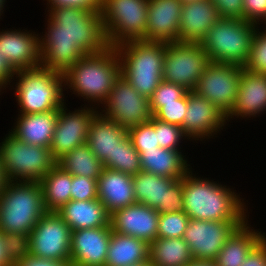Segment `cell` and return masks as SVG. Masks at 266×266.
I'll list each match as a JSON object with an SVG mask.
<instances>
[{
    "mask_svg": "<svg viewBox=\"0 0 266 266\" xmlns=\"http://www.w3.org/2000/svg\"><path fill=\"white\" fill-rule=\"evenodd\" d=\"M46 1L47 3L45 5L47 8L77 7L96 12H100L102 8V0H46Z\"/></svg>",
    "mask_w": 266,
    "mask_h": 266,
    "instance_id": "obj_45",
    "label": "cell"
},
{
    "mask_svg": "<svg viewBox=\"0 0 266 266\" xmlns=\"http://www.w3.org/2000/svg\"><path fill=\"white\" fill-rule=\"evenodd\" d=\"M98 199L111 215L136 203L133 178L121 171L104 168L97 180Z\"/></svg>",
    "mask_w": 266,
    "mask_h": 266,
    "instance_id": "obj_24",
    "label": "cell"
},
{
    "mask_svg": "<svg viewBox=\"0 0 266 266\" xmlns=\"http://www.w3.org/2000/svg\"><path fill=\"white\" fill-rule=\"evenodd\" d=\"M127 133L137 151H151L160 147L157 132L149 122L134 126Z\"/></svg>",
    "mask_w": 266,
    "mask_h": 266,
    "instance_id": "obj_38",
    "label": "cell"
},
{
    "mask_svg": "<svg viewBox=\"0 0 266 266\" xmlns=\"http://www.w3.org/2000/svg\"><path fill=\"white\" fill-rule=\"evenodd\" d=\"M193 259L183 238H157L149 244V260L153 266H188Z\"/></svg>",
    "mask_w": 266,
    "mask_h": 266,
    "instance_id": "obj_32",
    "label": "cell"
},
{
    "mask_svg": "<svg viewBox=\"0 0 266 266\" xmlns=\"http://www.w3.org/2000/svg\"><path fill=\"white\" fill-rule=\"evenodd\" d=\"M143 171L173 179H182L192 169L183 150L157 148L138 151ZM189 163V164H188Z\"/></svg>",
    "mask_w": 266,
    "mask_h": 266,
    "instance_id": "obj_29",
    "label": "cell"
},
{
    "mask_svg": "<svg viewBox=\"0 0 266 266\" xmlns=\"http://www.w3.org/2000/svg\"><path fill=\"white\" fill-rule=\"evenodd\" d=\"M187 92L188 90L181 85L162 80L149 99L152 114L154 115L161 108V103L175 102Z\"/></svg>",
    "mask_w": 266,
    "mask_h": 266,
    "instance_id": "obj_39",
    "label": "cell"
},
{
    "mask_svg": "<svg viewBox=\"0 0 266 266\" xmlns=\"http://www.w3.org/2000/svg\"><path fill=\"white\" fill-rule=\"evenodd\" d=\"M6 0H0V21L3 19V17L1 16H4L3 13L5 11V5H6Z\"/></svg>",
    "mask_w": 266,
    "mask_h": 266,
    "instance_id": "obj_52",
    "label": "cell"
},
{
    "mask_svg": "<svg viewBox=\"0 0 266 266\" xmlns=\"http://www.w3.org/2000/svg\"><path fill=\"white\" fill-rule=\"evenodd\" d=\"M132 178L136 203L156 209L159 214L184 212L183 178L173 179L143 170Z\"/></svg>",
    "mask_w": 266,
    "mask_h": 266,
    "instance_id": "obj_12",
    "label": "cell"
},
{
    "mask_svg": "<svg viewBox=\"0 0 266 266\" xmlns=\"http://www.w3.org/2000/svg\"><path fill=\"white\" fill-rule=\"evenodd\" d=\"M56 213L72 231L80 229L111 227L110 214L99 199L70 200Z\"/></svg>",
    "mask_w": 266,
    "mask_h": 266,
    "instance_id": "obj_26",
    "label": "cell"
},
{
    "mask_svg": "<svg viewBox=\"0 0 266 266\" xmlns=\"http://www.w3.org/2000/svg\"><path fill=\"white\" fill-rule=\"evenodd\" d=\"M188 266H217L215 260L193 259Z\"/></svg>",
    "mask_w": 266,
    "mask_h": 266,
    "instance_id": "obj_50",
    "label": "cell"
},
{
    "mask_svg": "<svg viewBox=\"0 0 266 266\" xmlns=\"http://www.w3.org/2000/svg\"><path fill=\"white\" fill-rule=\"evenodd\" d=\"M3 90L0 88V96H1V94H3L4 92H2Z\"/></svg>",
    "mask_w": 266,
    "mask_h": 266,
    "instance_id": "obj_56",
    "label": "cell"
},
{
    "mask_svg": "<svg viewBox=\"0 0 266 266\" xmlns=\"http://www.w3.org/2000/svg\"><path fill=\"white\" fill-rule=\"evenodd\" d=\"M0 142V162L7 181L39 182L56 164L50 148L27 144L9 131Z\"/></svg>",
    "mask_w": 266,
    "mask_h": 266,
    "instance_id": "obj_8",
    "label": "cell"
},
{
    "mask_svg": "<svg viewBox=\"0 0 266 266\" xmlns=\"http://www.w3.org/2000/svg\"><path fill=\"white\" fill-rule=\"evenodd\" d=\"M46 10V30L39 35L41 67L64 75L83 56L109 47L101 12L77 7Z\"/></svg>",
    "mask_w": 266,
    "mask_h": 266,
    "instance_id": "obj_1",
    "label": "cell"
},
{
    "mask_svg": "<svg viewBox=\"0 0 266 266\" xmlns=\"http://www.w3.org/2000/svg\"><path fill=\"white\" fill-rule=\"evenodd\" d=\"M15 71L8 64L5 57L0 52V88L5 91V89L10 86L15 77ZM9 85V86H8Z\"/></svg>",
    "mask_w": 266,
    "mask_h": 266,
    "instance_id": "obj_48",
    "label": "cell"
},
{
    "mask_svg": "<svg viewBox=\"0 0 266 266\" xmlns=\"http://www.w3.org/2000/svg\"><path fill=\"white\" fill-rule=\"evenodd\" d=\"M0 266H13L10 262L6 248H5V239L3 237V232L0 231Z\"/></svg>",
    "mask_w": 266,
    "mask_h": 266,
    "instance_id": "obj_49",
    "label": "cell"
},
{
    "mask_svg": "<svg viewBox=\"0 0 266 266\" xmlns=\"http://www.w3.org/2000/svg\"><path fill=\"white\" fill-rule=\"evenodd\" d=\"M9 132L17 139L35 146L50 147L58 119V111L18 113Z\"/></svg>",
    "mask_w": 266,
    "mask_h": 266,
    "instance_id": "obj_25",
    "label": "cell"
},
{
    "mask_svg": "<svg viewBox=\"0 0 266 266\" xmlns=\"http://www.w3.org/2000/svg\"><path fill=\"white\" fill-rule=\"evenodd\" d=\"M190 218L185 212L162 213L158 220L157 238H183Z\"/></svg>",
    "mask_w": 266,
    "mask_h": 266,
    "instance_id": "obj_37",
    "label": "cell"
},
{
    "mask_svg": "<svg viewBox=\"0 0 266 266\" xmlns=\"http://www.w3.org/2000/svg\"><path fill=\"white\" fill-rule=\"evenodd\" d=\"M182 3H189V2H194V1H200V0H179Z\"/></svg>",
    "mask_w": 266,
    "mask_h": 266,
    "instance_id": "obj_55",
    "label": "cell"
},
{
    "mask_svg": "<svg viewBox=\"0 0 266 266\" xmlns=\"http://www.w3.org/2000/svg\"><path fill=\"white\" fill-rule=\"evenodd\" d=\"M149 259V244L112 231L105 266H131Z\"/></svg>",
    "mask_w": 266,
    "mask_h": 266,
    "instance_id": "obj_30",
    "label": "cell"
},
{
    "mask_svg": "<svg viewBox=\"0 0 266 266\" xmlns=\"http://www.w3.org/2000/svg\"><path fill=\"white\" fill-rule=\"evenodd\" d=\"M266 17V0H243V20L259 25Z\"/></svg>",
    "mask_w": 266,
    "mask_h": 266,
    "instance_id": "obj_43",
    "label": "cell"
},
{
    "mask_svg": "<svg viewBox=\"0 0 266 266\" xmlns=\"http://www.w3.org/2000/svg\"><path fill=\"white\" fill-rule=\"evenodd\" d=\"M257 24L243 19L220 18L200 42L211 62L244 66Z\"/></svg>",
    "mask_w": 266,
    "mask_h": 266,
    "instance_id": "obj_7",
    "label": "cell"
},
{
    "mask_svg": "<svg viewBox=\"0 0 266 266\" xmlns=\"http://www.w3.org/2000/svg\"><path fill=\"white\" fill-rule=\"evenodd\" d=\"M220 18L243 19V0H211Z\"/></svg>",
    "mask_w": 266,
    "mask_h": 266,
    "instance_id": "obj_44",
    "label": "cell"
},
{
    "mask_svg": "<svg viewBox=\"0 0 266 266\" xmlns=\"http://www.w3.org/2000/svg\"><path fill=\"white\" fill-rule=\"evenodd\" d=\"M6 182H7V180H6V177H5V174L3 172V168L1 166V162H0V194L4 190Z\"/></svg>",
    "mask_w": 266,
    "mask_h": 266,
    "instance_id": "obj_51",
    "label": "cell"
},
{
    "mask_svg": "<svg viewBox=\"0 0 266 266\" xmlns=\"http://www.w3.org/2000/svg\"><path fill=\"white\" fill-rule=\"evenodd\" d=\"M57 165L71 175L84 176L98 180L103 169V163L96 158L86 143L74 148L61 159Z\"/></svg>",
    "mask_w": 266,
    "mask_h": 266,
    "instance_id": "obj_33",
    "label": "cell"
},
{
    "mask_svg": "<svg viewBox=\"0 0 266 266\" xmlns=\"http://www.w3.org/2000/svg\"><path fill=\"white\" fill-rule=\"evenodd\" d=\"M182 5L179 0H148L146 41L179 42Z\"/></svg>",
    "mask_w": 266,
    "mask_h": 266,
    "instance_id": "obj_22",
    "label": "cell"
},
{
    "mask_svg": "<svg viewBox=\"0 0 266 266\" xmlns=\"http://www.w3.org/2000/svg\"><path fill=\"white\" fill-rule=\"evenodd\" d=\"M262 113H266V75L243 68L237 99L226 121L229 124L236 118L255 119V117H261Z\"/></svg>",
    "mask_w": 266,
    "mask_h": 266,
    "instance_id": "obj_21",
    "label": "cell"
},
{
    "mask_svg": "<svg viewBox=\"0 0 266 266\" xmlns=\"http://www.w3.org/2000/svg\"><path fill=\"white\" fill-rule=\"evenodd\" d=\"M3 237L8 258L13 265L30 255L29 234L3 233Z\"/></svg>",
    "mask_w": 266,
    "mask_h": 266,
    "instance_id": "obj_41",
    "label": "cell"
},
{
    "mask_svg": "<svg viewBox=\"0 0 266 266\" xmlns=\"http://www.w3.org/2000/svg\"><path fill=\"white\" fill-rule=\"evenodd\" d=\"M0 52L15 71L41 67L39 33L26 29H1Z\"/></svg>",
    "mask_w": 266,
    "mask_h": 266,
    "instance_id": "obj_18",
    "label": "cell"
},
{
    "mask_svg": "<svg viewBox=\"0 0 266 266\" xmlns=\"http://www.w3.org/2000/svg\"><path fill=\"white\" fill-rule=\"evenodd\" d=\"M131 266H153L152 263L150 262L149 259H147L146 261L137 263V264H133Z\"/></svg>",
    "mask_w": 266,
    "mask_h": 266,
    "instance_id": "obj_53",
    "label": "cell"
},
{
    "mask_svg": "<svg viewBox=\"0 0 266 266\" xmlns=\"http://www.w3.org/2000/svg\"><path fill=\"white\" fill-rule=\"evenodd\" d=\"M121 75V63L115 47L87 54L63 75L64 91L84 99L86 106L100 109L109 97L117 78ZM67 89V90H66ZM69 89V90H68Z\"/></svg>",
    "mask_w": 266,
    "mask_h": 266,
    "instance_id": "obj_3",
    "label": "cell"
},
{
    "mask_svg": "<svg viewBox=\"0 0 266 266\" xmlns=\"http://www.w3.org/2000/svg\"><path fill=\"white\" fill-rule=\"evenodd\" d=\"M249 222L247 219L227 239L215 259L217 266H241L251 250L266 236Z\"/></svg>",
    "mask_w": 266,
    "mask_h": 266,
    "instance_id": "obj_28",
    "label": "cell"
},
{
    "mask_svg": "<svg viewBox=\"0 0 266 266\" xmlns=\"http://www.w3.org/2000/svg\"><path fill=\"white\" fill-rule=\"evenodd\" d=\"M243 68L266 75V30L257 25L247 62Z\"/></svg>",
    "mask_w": 266,
    "mask_h": 266,
    "instance_id": "obj_36",
    "label": "cell"
},
{
    "mask_svg": "<svg viewBox=\"0 0 266 266\" xmlns=\"http://www.w3.org/2000/svg\"><path fill=\"white\" fill-rule=\"evenodd\" d=\"M264 24L265 26L263 27L262 25ZM259 26L261 27V28H263L264 30H266V17L263 19V21L259 24Z\"/></svg>",
    "mask_w": 266,
    "mask_h": 266,
    "instance_id": "obj_54",
    "label": "cell"
},
{
    "mask_svg": "<svg viewBox=\"0 0 266 266\" xmlns=\"http://www.w3.org/2000/svg\"><path fill=\"white\" fill-rule=\"evenodd\" d=\"M193 171L190 169L183 177L184 212L190 219L226 222L249 219V204L240 193L215 179L199 177Z\"/></svg>",
    "mask_w": 266,
    "mask_h": 266,
    "instance_id": "obj_2",
    "label": "cell"
},
{
    "mask_svg": "<svg viewBox=\"0 0 266 266\" xmlns=\"http://www.w3.org/2000/svg\"><path fill=\"white\" fill-rule=\"evenodd\" d=\"M111 227L72 231L71 266H105Z\"/></svg>",
    "mask_w": 266,
    "mask_h": 266,
    "instance_id": "obj_20",
    "label": "cell"
},
{
    "mask_svg": "<svg viewBox=\"0 0 266 266\" xmlns=\"http://www.w3.org/2000/svg\"><path fill=\"white\" fill-rule=\"evenodd\" d=\"M46 212L39 182H6L0 194L1 232L30 234Z\"/></svg>",
    "mask_w": 266,
    "mask_h": 266,
    "instance_id": "obj_5",
    "label": "cell"
},
{
    "mask_svg": "<svg viewBox=\"0 0 266 266\" xmlns=\"http://www.w3.org/2000/svg\"><path fill=\"white\" fill-rule=\"evenodd\" d=\"M243 67L211 62L204 70L194 91L213 103L226 117L232 111Z\"/></svg>",
    "mask_w": 266,
    "mask_h": 266,
    "instance_id": "obj_14",
    "label": "cell"
},
{
    "mask_svg": "<svg viewBox=\"0 0 266 266\" xmlns=\"http://www.w3.org/2000/svg\"><path fill=\"white\" fill-rule=\"evenodd\" d=\"M47 212H56L71 200L72 175L57 164L39 181Z\"/></svg>",
    "mask_w": 266,
    "mask_h": 266,
    "instance_id": "obj_31",
    "label": "cell"
},
{
    "mask_svg": "<svg viewBox=\"0 0 266 266\" xmlns=\"http://www.w3.org/2000/svg\"><path fill=\"white\" fill-rule=\"evenodd\" d=\"M226 116L208 99L199 95L194 90L188 91V107L181 126L188 139L197 141H209L225 128Z\"/></svg>",
    "mask_w": 266,
    "mask_h": 266,
    "instance_id": "obj_17",
    "label": "cell"
},
{
    "mask_svg": "<svg viewBox=\"0 0 266 266\" xmlns=\"http://www.w3.org/2000/svg\"><path fill=\"white\" fill-rule=\"evenodd\" d=\"M121 75L142 96L150 99L162 81L165 42L130 41L115 47Z\"/></svg>",
    "mask_w": 266,
    "mask_h": 266,
    "instance_id": "obj_4",
    "label": "cell"
},
{
    "mask_svg": "<svg viewBox=\"0 0 266 266\" xmlns=\"http://www.w3.org/2000/svg\"><path fill=\"white\" fill-rule=\"evenodd\" d=\"M13 266H71V263L37 258L32 255H28L25 259L20 260L19 262L15 263Z\"/></svg>",
    "mask_w": 266,
    "mask_h": 266,
    "instance_id": "obj_47",
    "label": "cell"
},
{
    "mask_svg": "<svg viewBox=\"0 0 266 266\" xmlns=\"http://www.w3.org/2000/svg\"><path fill=\"white\" fill-rule=\"evenodd\" d=\"M99 112L126 130L146 123L153 117L150 100L133 88L122 75L115 81Z\"/></svg>",
    "mask_w": 266,
    "mask_h": 266,
    "instance_id": "obj_11",
    "label": "cell"
},
{
    "mask_svg": "<svg viewBox=\"0 0 266 266\" xmlns=\"http://www.w3.org/2000/svg\"><path fill=\"white\" fill-rule=\"evenodd\" d=\"M128 135L127 130L98 112L91 120L87 144L103 165L114 159L117 144Z\"/></svg>",
    "mask_w": 266,
    "mask_h": 266,
    "instance_id": "obj_27",
    "label": "cell"
},
{
    "mask_svg": "<svg viewBox=\"0 0 266 266\" xmlns=\"http://www.w3.org/2000/svg\"><path fill=\"white\" fill-rule=\"evenodd\" d=\"M100 12L109 46L146 41L148 0H102Z\"/></svg>",
    "mask_w": 266,
    "mask_h": 266,
    "instance_id": "obj_9",
    "label": "cell"
},
{
    "mask_svg": "<svg viewBox=\"0 0 266 266\" xmlns=\"http://www.w3.org/2000/svg\"><path fill=\"white\" fill-rule=\"evenodd\" d=\"M10 84L17 102L18 113L32 114L59 111L65 103L63 75L43 67L27 69L15 73ZM15 84V85H14ZM14 85V86H13ZM12 87V88H11Z\"/></svg>",
    "mask_w": 266,
    "mask_h": 266,
    "instance_id": "obj_6",
    "label": "cell"
},
{
    "mask_svg": "<svg viewBox=\"0 0 266 266\" xmlns=\"http://www.w3.org/2000/svg\"><path fill=\"white\" fill-rule=\"evenodd\" d=\"M66 102L59 108L54 135L50 144L53 158L58 161L74 148L87 143L89 127L99 112L96 107L83 105L68 110Z\"/></svg>",
    "mask_w": 266,
    "mask_h": 266,
    "instance_id": "obj_15",
    "label": "cell"
},
{
    "mask_svg": "<svg viewBox=\"0 0 266 266\" xmlns=\"http://www.w3.org/2000/svg\"><path fill=\"white\" fill-rule=\"evenodd\" d=\"M148 122L157 132L158 143L161 148L181 150L182 144L180 145V143H182L183 140L190 141V139L184 134L182 128L177 125L159 121L154 117Z\"/></svg>",
    "mask_w": 266,
    "mask_h": 266,
    "instance_id": "obj_35",
    "label": "cell"
},
{
    "mask_svg": "<svg viewBox=\"0 0 266 266\" xmlns=\"http://www.w3.org/2000/svg\"><path fill=\"white\" fill-rule=\"evenodd\" d=\"M71 200L85 201L98 199L97 180L72 175Z\"/></svg>",
    "mask_w": 266,
    "mask_h": 266,
    "instance_id": "obj_42",
    "label": "cell"
},
{
    "mask_svg": "<svg viewBox=\"0 0 266 266\" xmlns=\"http://www.w3.org/2000/svg\"><path fill=\"white\" fill-rule=\"evenodd\" d=\"M160 214L142 203H134L110 215L112 231L133 236L151 244L157 239Z\"/></svg>",
    "mask_w": 266,
    "mask_h": 266,
    "instance_id": "obj_19",
    "label": "cell"
},
{
    "mask_svg": "<svg viewBox=\"0 0 266 266\" xmlns=\"http://www.w3.org/2000/svg\"><path fill=\"white\" fill-rule=\"evenodd\" d=\"M220 19L211 0L183 3L179 24V42L200 43Z\"/></svg>",
    "mask_w": 266,
    "mask_h": 266,
    "instance_id": "obj_23",
    "label": "cell"
},
{
    "mask_svg": "<svg viewBox=\"0 0 266 266\" xmlns=\"http://www.w3.org/2000/svg\"><path fill=\"white\" fill-rule=\"evenodd\" d=\"M29 237L30 255L70 262L72 230L56 212H46Z\"/></svg>",
    "mask_w": 266,
    "mask_h": 266,
    "instance_id": "obj_13",
    "label": "cell"
},
{
    "mask_svg": "<svg viewBox=\"0 0 266 266\" xmlns=\"http://www.w3.org/2000/svg\"><path fill=\"white\" fill-rule=\"evenodd\" d=\"M188 107V92L175 102L161 103V108L153 115L159 121L182 126Z\"/></svg>",
    "mask_w": 266,
    "mask_h": 266,
    "instance_id": "obj_40",
    "label": "cell"
},
{
    "mask_svg": "<svg viewBox=\"0 0 266 266\" xmlns=\"http://www.w3.org/2000/svg\"><path fill=\"white\" fill-rule=\"evenodd\" d=\"M104 168L121 171L131 176L142 171L140 155L128 135L117 144L114 159H108Z\"/></svg>",
    "mask_w": 266,
    "mask_h": 266,
    "instance_id": "obj_34",
    "label": "cell"
},
{
    "mask_svg": "<svg viewBox=\"0 0 266 266\" xmlns=\"http://www.w3.org/2000/svg\"><path fill=\"white\" fill-rule=\"evenodd\" d=\"M211 63L200 43H165L162 80L194 90L204 70Z\"/></svg>",
    "mask_w": 266,
    "mask_h": 266,
    "instance_id": "obj_10",
    "label": "cell"
},
{
    "mask_svg": "<svg viewBox=\"0 0 266 266\" xmlns=\"http://www.w3.org/2000/svg\"><path fill=\"white\" fill-rule=\"evenodd\" d=\"M243 223L190 219L183 239L194 259L215 260L227 239Z\"/></svg>",
    "mask_w": 266,
    "mask_h": 266,
    "instance_id": "obj_16",
    "label": "cell"
},
{
    "mask_svg": "<svg viewBox=\"0 0 266 266\" xmlns=\"http://www.w3.org/2000/svg\"><path fill=\"white\" fill-rule=\"evenodd\" d=\"M241 266H266V236L251 250Z\"/></svg>",
    "mask_w": 266,
    "mask_h": 266,
    "instance_id": "obj_46",
    "label": "cell"
}]
</instances>
